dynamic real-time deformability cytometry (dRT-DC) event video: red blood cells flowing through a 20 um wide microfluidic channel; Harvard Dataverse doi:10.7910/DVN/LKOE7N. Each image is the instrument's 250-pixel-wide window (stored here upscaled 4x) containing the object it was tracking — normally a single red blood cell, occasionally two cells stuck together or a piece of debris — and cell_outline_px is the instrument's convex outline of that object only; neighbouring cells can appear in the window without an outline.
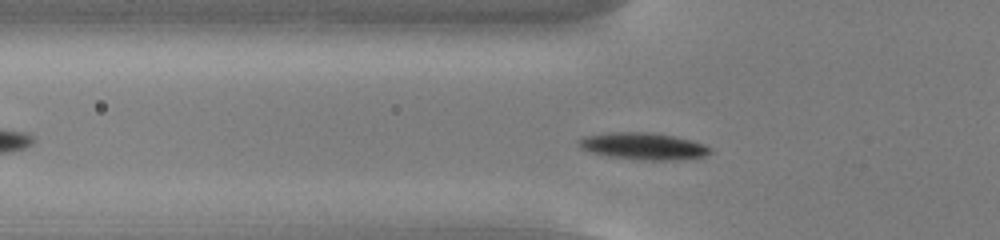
{"species": "common noctule bat (a hibernating species)", "species_latin": "Nyctalus noctula", "temperature_condition": "cold", "stored_images_in_passage": 48, "camera_frame_rate_fps": 3000, "um_per_image_px": 0.085, "animal": {"sex": "male", "body_mass_g": 13.0, "forearm_length_mm": 53.1}, "frame": {"image": 1, "passage_image": 11, "time_ms": 3.333, "image_size_px": [1000, 240], "cell_outline_px": [[712, 152], [704, 156], [672, 160], [640, 160], [608, 156], [592, 152], [580, 148], [576, 144], [580, 140], [588, 136], [612, 132], [648, 132], [676, 136], [692, 140], [704, 144], [712, 148]], "centroid_in_image_um": [54.72, 12.42], "position_along_channel_um": 71.1, "area_um2": 20.52}}
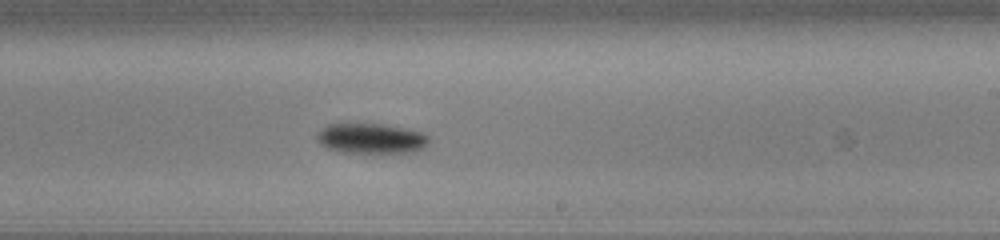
{"frame": {"image": 2, "passage_image": 26, "time_ms": 8.333, "image_size_px": [1000, 240], "cell_outline_px": [[428, 144], [416, 152], [336, 152], [320, 144], [316, 140], [316, 132], [320, 128], [328, 124], [384, 124], [408, 128], [424, 132], [428, 136]], "centroid_in_image_um": [31.53, 11.76], "position_along_channel_um": 257.5, "area_um2": 19.94}}
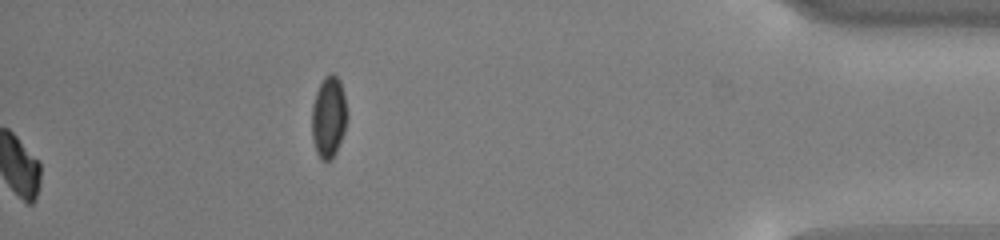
{"frame": {"image": 3, "passage_image": 48, "time_ms": 15.667, "image_size_px": [1000, 240], "cell_outline_px": [[348, 116], [344, 132], [336, 152], [328, 160], [320, 160], [316, 152], [312, 140], [312, 104], [316, 92], [324, 76], [332, 72], [340, 80], [344, 96]], "centroid_in_image_um": [27.93, 9.93], "position_along_channel_um": 407.3, "area_um2": 16.82}, "authors_computed_cell_mechanics": {"area_um2": 18.6405, "velocity_mm_per_s": 3.7512, "shape_relaxation_time_tau1_ms": 2.0528, "shape_relaxation_time_tau2_ms": null, "deformation_change_tau1": 0.1123, "deformation_change_tau2": null}}